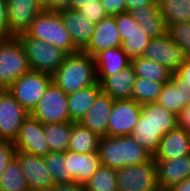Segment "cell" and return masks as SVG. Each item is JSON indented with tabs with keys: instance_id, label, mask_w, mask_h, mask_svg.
Here are the masks:
<instances>
[{
	"instance_id": "1",
	"label": "cell",
	"mask_w": 190,
	"mask_h": 191,
	"mask_svg": "<svg viewBox=\"0 0 190 191\" xmlns=\"http://www.w3.org/2000/svg\"><path fill=\"white\" fill-rule=\"evenodd\" d=\"M52 77L53 82L67 95L95 85L98 80L94 57L83 51L69 54Z\"/></svg>"
},
{
	"instance_id": "2",
	"label": "cell",
	"mask_w": 190,
	"mask_h": 191,
	"mask_svg": "<svg viewBox=\"0 0 190 191\" xmlns=\"http://www.w3.org/2000/svg\"><path fill=\"white\" fill-rule=\"evenodd\" d=\"M98 154L101 165L115 169L140 165L153 157L130 135L100 137Z\"/></svg>"
},
{
	"instance_id": "3",
	"label": "cell",
	"mask_w": 190,
	"mask_h": 191,
	"mask_svg": "<svg viewBox=\"0 0 190 191\" xmlns=\"http://www.w3.org/2000/svg\"><path fill=\"white\" fill-rule=\"evenodd\" d=\"M25 33L32 38L54 45L68 55L79 51L74 46L68 30L63 24L60 12L43 9Z\"/></svg>"
},
{
	"instance_id": "4",
	"label": "cell",
	"mask_w": 190,
	"mask_h": 191,
	"mask_svg": "<svg viewBox=\"0 0 190 191\" xmlns=\"http://www.w3.org/2000/svg\"><path fill=\"white\" fill-rule=\"evenodd\" d=\"M23 45L32 71L53 75L63 64L67 53L50 43L28 36L25 32L16 36Z\"/></svg>"
},
{
	"instance_id": "5",
	"label": "cell",
	"mask_w": 190,
	"mask_h": 191,
	"mask_svg": "<svg viewBox=\"0 0 190 191\" xmlns=\"http://www.w3.org/2000/svg\"><path fill=\"white\" fill-rule=\"evenodd\" d=\"M30 70L27 55L20 40L16 36L3 37L0 40V89H7Z\"/></svg>"
},
{
	"instance_id": "6",
	"label": "cell",
	"mask_w": 190,
	"mask_h": 191,
	"mask_svg": "<svg viewBox=\"0 0 190 191\" xmlns=\"http://www.w3.org/2000/svg\"><path fill=\"white\" fill-rule=\"evenodd\" d=\"M30 115L42 124L70 122L68 95L52 81Z\"/></svg>"
},
{
	"instance_id": "7",
	"label": "cell",
	"mask_w": 190,
	"mask_h": 191,
	"mask_svg": "<svg viewBox=\"0 0 190 191\" xmlns=\"http://www.w3.org/2000/svg\"><path fill=\"white\" fill-rule=\"evenodd\" d=\"M118 191H157V166L153 157L140 165L116 169Z\"/></svg>"
},
{
	"instance_id": "8",
	"label": "cell",
	"mask_w": 190,
	"mask_h": 191,
	"mask_svg": "<svg viewBox=\"0 0 190 191\" xmlns=\"http://www.w3.org/2000/svg\"><path fill=\"white\" fill-rule=\"evenodd\" d=\"M52 81V75L30 70L14 81L7 89L30 113Z\"/></svg>"
},
{
	"instance_id": "9",
	"label": "cell",
	"mask_w": 190,
	"mask_h": 191,
	"mask_svg": "<svg viewBox=\"0 0 190 191\" xmlns=\"http://www.w3.org/2000/svg\"><path fill=\"white\" fill-rule=\"evenodd\" d=\"M29 115L8 89H0V141L14 143Z\"/></svg>"
},
{
	"instance_id": "10",
	"label": "cell",
	"mask_w": 190,
	"mask_h": 191,
	"mask_svg": "<svg viewBox=\"0 0 190 191\" xmlns=\"http://www.w3.org/2000/svg\"><path fill=\"white\" fill-rule=\"evenodd\" d=\"M142 105L133 99L114 100L107 124V136H128L141 115Z\"/></svg>"
},
{
	"instance_id": "11",
	"label": "cell",
	"mask_w": 190,
	"mask_h": 191,
	"mask_svg": "<svg viewBox=\"0 0 190 191\" xmlns=\"http://www.w3.org/2000/svg\"><path fill=\"white\" fill-rule=\"evenodd\" d=\"M141 57L157 62L172 73H176L186 59L182 49L169 34L151 38Z\"/></svg>"
},
{
	"instance_id": "12",
	"label": "cell",
	"mask_w": 190,
	"mask_h": 191,
	"mask_svg": "<svg viewBox=\"0 0 190 191\" xmlns=\"http://www.w3.org/2000/svg\"><path fill=\"white\" fill-rule=\"evenodd\" d=\"M15 158L23 170L29 189L50 191L55 186L51 173L44 161V156L17 150Z\"/></svg>"
},
{
	"instance_id": "13",
	"label": "cell",
	"mask_w": 190,
	"mask_h": 191,
	"mask_svg": "<svg viewBox=\"0 0 190 191\" xmlns=\"http://www.w3.org/2000/svg\"><path fill=\"white\" fill-rule=\"evenodd\" d=\"M14 145L18 151L38 156H46L50 152L43 124L31 115L23 121Z\"/></svg>"
},
{
	"instance_id": "14",
	"label": "cell",
	"mask_w": 190,
	"mask_h": 191,
	"mask_svg": "<svg viewBox=\"0 0 190 191\" xmlns=\"http://www.w3.org/2000/svg\"><path fill=\"white\" fill-rule=\"evenodd\" d=\"M10 37L24 33L43 10L36 0H7Z\"/></svg>"
},
{
	"instance_id": "15",
	"label": "cell",
	"mask_w": 190,
	"mask_h": 191,
	"mask_svg": "<svg viewBox=\"0 0 190 191\" xmlns=\"http://www.w3.org/2000/svg\"><path fill=\"white\" fill-rule=\"evenodd\" d=\"M60 14L74 46L79 51H83L91 41L95 23L84 17L78 10L65 9L61 10Z\"/></svg>"
},
{
	"instance_id": "16",
	"label": "cell",
	"mask_w": 190,
	"mask_h": 191,
	"mask_svg": "<svg viewBox=\"0 0 190 191\" xmlns=\"http://www.w3.org/2000/svg\"><path fill=\"white\" fill-rule=\"evenodd\" d=\"M121 45L122 41L117 31L115 16H108L95 24L91 41L83 52L94 57L103 50Z\"/></svg>"
},
{
	"instance_id": "17",
	"label": "cell",
	"mask_w": 190,
	"mask_h": 191,
	"mask_svg": "<svg viewBox=\"0 0 190 191\" xmlns=\"http://www.w3.org/2000/svg\"><path fill=\"white\" fill-rule=\"evenodd\" d=\"M64 156L70 178L80 184H85L101 166L98 152L81 154L66 150Z\"/></svg>"
},
{
	"instance_id": "18",
	"label": "cell",
	"mask_w": 190,
	"mask_h": 191,
	"mask_svg": "<svg viewBox=\"0 0 190 191\" xmlns=\"http://www.w3.org/2000/svg\"><path fill=\"white\" fill-rule=\"evenodd\" d=\"M157 166L159 188L172 189L184 179L190 178V154L169 160H154Z\"/></svg>"
},
{
	"instance_id": "19",
	"label": "cell",
	"mask_w": 190,
	"mask_h": 191,
	"mask_svg": "<svg viewBox=\"0 0 190 191\" xmlns=\"http://www.w3.org/2000/svg\"><path fill=\"white\" fill-rule=\"evenodd\" d=\"M190 154V132L177 127L167 132L160 140L154 160H169Z\"/></svg>"
},
{
	"instance_id": "20",
	"label": "cell",
	"mask_w": 190,
	"mask_h": 191,
	"mask_svg": "<svg viewBox=\"0 0 190 191\" xmlns=\"http://www.w3.org/2000/svg\"><path fill=\"white\" fill-rule=\"evenodd\" d=\"M135 79L136 74L131 64L114 75L97 77L101 91L113 100L132 99Z\"/></svg>"
},
{
	"instance_id": "21",
	"label": "cell",
	"mask_w": 190,
	"mask_h": 191,
	"mask_svg": "<svg viewBox=\"0 0 190 191\" xmlns=\"http://www.w3.org/2000/svg\"><path fill=\"white\" fill-rule=\"evenodd\" d=\"M114 100L107 94L101 92L94 104L87 113L78 122L96 133L99 137L107 136L108 118L113 106Z\"/></svg>"
},
{
	"instance_id": "22",
	"label": "cell",
	"mask_w": 190,
	"mask_h": 191,
	"mask_svg": "<svg viewBox=\"0 0 190 191\" xmlns=\"http://www.w3.org/2000/svg\"><path fill=\"white\" fill-rule=\"evenodd\" d=\"M157 103L177 116L190 103V95L176 73H172L171 80L163 85Z\"/></svg>"
},
{
	"instance_id": "23",
	"label": "cell",
	"mask_w": 190,
	"mask_h": 191,
	"mask_svg": "<svg viewBox=\"0 0 190 191\" xmlns=\"http://www.w3.org/2000/svg\"><path fill=\"white\" fill-rule=\"evenodd\" d=\"M97 77H107L122 71L131 64V59L122 47H112L94 56Z\"/></svg>"
},
{
	"instance_id": "24",
	"label": "cell",
	"mask_w": 190,
	"mask_h": 191,
	"mask_svg": "<svg viewBox=\"0 0 190 191\" xmlns=\"http://www.w3.org/2000/svg\"><path fill=\"white\" fill-rule=\"evenodd\" d=\"M99 82L95 85L80 89L68 94V109L70 122L78 123L94 104L97 96L101 93Z\"/></svg>"
},
{
	"instance_id": "25",
	"label": "cell",
	"mask_w": 190,
	"mask_h": 191,
	"mask_svg": "<svg viewBox=\"0 0 190 191\" xmlns=\"http://www.w3.org/2000/svg\"><path fill=\"white\" fill-rule=\"evenodd\" d=\"M164 135L157 126L147 121L142 114L130 134L152 156L158 151L160 140Z\"/></svg>"
},
{
	"instance_id": "26",
	"label": "cell",
	"mask_w": 190,
	"mask_h": 191,
	"mask_svg": "<svg viewBox=\"0 0 190 191\" xmlns=\"http://www.w3.org/2000/svg\"><path fill=\"white\" fill-rule=\"evenodd\" d=\"M141 114L164 134L178 127V116L157 102L143 104Z\"/></svg>"
},
{
	"instance_id": "27",
	"label": "cell",
	"mask_w": 190,
	"mask_h": 191,
	"mask_svg": "<svg viewBox=\"0 0 190 191\" xmlns=\"http://www.w3.org/2000/svg\"><path fill=\"white\" fill-rule=\"evenodd\" d=\"M99 139L100 137L90 129L72 122L68 150L81 154L98 152Z\"/></svg>"
},
{
	"instance_id": "28",
	"label": "cell",
	"mask_w": 190,
	"mask_h": 191,
	"mask_svg": "<svg viewBox=\"0 0 190 191\" xmlns=\"http://www.w3.org/2000/svg\"><path fill=\"white\" fill-rule=\"evenodd\" d=\"M44 138L49 145L50 152H65L68 150L72 131V122L43 124Z\"/></svg>"
},
{
	"instance_id": "29",
	"label": "cell",
	"mask_w": 190,
	"mask_h": 191,
	"mask_svg": "<svg viewBox=\"0 0 190 191\" xmlns=\"http://www.w3.org/2000/svg\"><path fill=\"white\" fill-rule=\"evenodd\" d=\"M131 65L136 77L147 78L158 83H167L171 80L172 72L152 60L137 57L131 60Z\"/></svg>"
},
{
	"instance_id": "30",
	"label": "cell",
	"mask_w": 190,
	"mask_h": 191,
	"mask_svg": "<svg viewBox=\"0 0 190 191\" xmlns=\"http://www.w3.org/2000/svg\"><path fill=\"white\" fill-rule=\"evenodd\" d=\"M158 5L167 26L190 22V0H158Z\"/></svg>"
},
{
	"instance_id": "31",
	"label": "cell",
	"mask_w": 190,
	"mask_h": 191,
	"mask_svg": "<svg viewBox=\"0 0 190 191\" xmlns=\"http://www.w3.org/2000/svg\"><path fill=\"white\" fill-rule=\"evenodd\" d=\"M26 177L16 158L5 169L0 178V191H27Z\"/></svg>"
},
{
	"instance_id": "32",
	"label": "cell",
	"mask_w": 190,
	"mask_h": 191,
	"mask_svg": "<svg viewBox=\"0 0 190 191\" xmlns=\"http://www.w3.org/2000/svg\"><path fill=\"white\" fill-rule=\"evenodd\" d=\"M164 84L147 78L136 77L133 84L132 99L140 105L157 102Z\"/></svg>"
},
{
	"instance_id": "33",
	"label": "cell",
	"mask_w": 190,
	"mask_h": 191,
	"mask_svg": "<svg viewBox=\"0 0 190 191\" xmlns=\"http://www.w3.org/2000/svg\"><path fill=\"white\" fill-rule=\"evenodd\" d=\"M84 185L85 191H118L116 169L101 165Z\"/></svg>"
},
{
	"instance_id": "34",
	"label": "cell",
	"mask_w": 190,
	"mask_h": 191,
	"mask_svg": "<svg viewBox=\"0 0 190 191\" xmlns=\"http://www.w3.org/2000/svg\"><path fill=\"white\" fill-rule=\"evenodd\" d=\"M44 161L55 185L73 182L69 172H67V161H65L64 152L51 151L44 156Z\"/></svg>"
},
{
	"instance_id": "35",
	"label": "cell",
	"mask_w": 190,
	"mask_h": 191,
	"mask_svg": "<svg viewBox=\"0 0 190 191\" xmlns=\"http://www.w3.org/2000/svg\"><path fill=\"white\" fill-rule=\"evenodd\" d=\"M150 40L151 37L146 34L142 25L139 24L138 28H135L131 34L125 36L121 47L132 60L142 56Z\"/></svg>"
},
{
	"instance_id": "36",
	"label": "cell",
	"mask_w": 190,
	"mask_h": 191,
	"mask_svg": "<svg viewBox=\"0 0 190 191\" xmlns=\"http://www.w3.org/2000/svg\"><path fill=\"white\" fill-rule=\"evenodd\" d=\"M168 34L182 49L186 58H190V22H179L168 26Z\"/></svg>"
},
{
	"instance_id": "37",
	"label": "cell",
	"mask_w": 190,
	"mask_h": 191,
	"mask_svg": "<svg viewBox=\"0 0 190 191\" xmlns=\"http://www.w3.org/2000/svg\"><path fill=\"white\" fill-rule=\"evenodd\" d=\"M132 18L140 25L148 21H160L163 18L159 11L158 2H152L147 5L137 7L129 11Z\"/></svg>"
},
{
	"instance_id": "38",
	"label": "cell",
	"mask_w": 190,
	"mask_h": 191,
	"mask_svg": "<svg viewBox=\"0 0 190 191\" xmlns=\"http://www.w3.org/2000/svg\"><path fill=\"white\" fill-rule=\"evenodd\" d=\"M78 11L95 24L108 17L105 7L100 0H97L96 3L84 4Z\"/></svg>"
},
{
	"instance_id": "39",
	"label": "cell",
	"mask_w": 190,
	"mask_h": 191,
	"mask_svg": "<svg viewBox=\"0 0 190 191\" xmlns=\"http://www.w3.org/2000/svg\"><path fill=\"white\" fill-rule=\"evenodd\" d=\"M115 21L117 25V31L122 42L125 40V36L131 34L135 30V28H138L139 25L132 18L129 12L116 15Z\"/></svg>"
},
{
	"instance_id": "40",
	"label": "cell",
	"mask_w": 190,
	"mask_h": 191,
	"mask_svg": "<svg viewBox=\"0 0 190 191\" xmlns=\"http://www.w3.org/2000/svg\"><path fill=\"white\" fill-rule=\"evenodd\" d=\"M16 151L13 142L0 141V178L8 164L15 158Z\"/></svg>"
},
{
	"instance_id": "41",
	"label": "cell",
	"mask_w": 190,
	"mask_h": 191,
	"mask_svg": "<svg viewBox=\"0 0 190 191\" xmlns=\"http://www.w3.org/2000/svg\"><path fill=\"white\" fill-rule=\"evenodd\" d=\"M142 27L151 38L163 37L168 34V26L164 17L160 21L143 22Z\"/></svg>"
},
{
	"instance_id": "42",
	"label": "cell",
	"mask_w": 190,
	"mask_h": 191,
	"mask_svg": "<svg viewBox=\"0 0 190 191\" xmlns=\"http://www.w3.org/2000/svg\"><path fill=\"white\" fill-rule=\"evenodd\" d=\"M108 16L127 12L126 0H100Z\"/></svg>"
},
{
	"instance_id": "43",
	"label": "cell",
	"mask_w": 190,
	"mask_h": 191,
	"mask_svg": "<svg viewBox=\"0 0 190 191\" xmlns=\"http://www.w3.org/2000/svg\"><path fill=\"white\" fill-rule=\"evenodd\" d=\"M0 34L3 37H10L7 0H0Z\"/></svg>"
},
{
	"instance_id": "44",
	"label": "cell",
	"mask_w": 190,
	"mask_h": 191,
	"mask_svg": "<svg viewBox=\"0 0 190 191\" xmlns=\"http://www.w3.org/2000/svg\"><path fill=\"white\" fill-rule=\"evenodd\" d=\"M176 74L183 80V86L190 95V58H186Z\"/></svg>"
},
{
	"instance_id": "45",
	"label": "cell",
	"mask_w": 190,
	"mask_h": 191,
	"mask_svg": "<svg viewBox=\"0 0 190 191\" xmlns=\"http://www.w3.org/2000/svg\"><path fill=\"white\" fill-rule=\"evenodd\" d=\"M50 191H85V185L73 181L71 183L56 184Z\"/></svg>"
},
{
	"instance_id": "46",
	"label": "cell",
	"mask_w": 190,
	"mask_h": 191,
	"mask_svg": "<svg viewBox=\"0 0 190 191\" xmlns=\"http://www.w3.org/2000/svg\"><path fill=\"white\" fill-rule=\"evenodd\" d=\"M178 127L190 132V103L178 115Z\"/></svg>"
},
{
	"instance_id": "47",
	"label": "cell",
	"mask_w": 190,
	"mask_h": 191,
	"mask_svg": "<svg viewBox=\"0 0 190 191\" xmlns=\"http://www.w3.org/2000/svg\"><path fill=\"white\" fill-rule=\"evenodd\" d=\"M72 0H51V4L45 9L54 12L70 9Z\"/></svg>"
},
{
	"instance_id": "48",
	"label": "cell",
	"mask_w": 190,
	"mask_h": 191,
	"mask_svg": "<svg viewBox=\"0 0 190 191\" xmlns=\"http://www.w3.org/2000/svg\"><path fill=\"white\" fill-rule=\"evenodd\" d=\"M152 2H158V0H126L127 12L137 7L147 5Z\"/></svg>"
},
{
	"instance_id": "49",
	"label": "cell",
	"mask_w": 190,
	"mask_h": 191,
	"mask_svg": "<svg viewBox=\"0 0 190 191\" xmlns=\"http://www.w3.org/2000/svg\"><path fill=\"white\" fill-rule=\"evenodd\" d=\"M172 191H190V178L184 179L175 185Z\"/></svg>"
},
{
	"instance_id": "50",
	"label": "cell",
	"mask_w": 190,
	"mask_h": 191,
	"mask_svg": "<svg viewBox=\"0 0 190 191\" xmlns=\"http://www.w3.org/2000/svg\"><path fill=\"white\" fill-rule=\"evenodd\" d=\"M97 0H72L71 1V7L70 9L72 10H78L81 8L84 4H89V3H96Z\"/></svg>"
},
{
	"instance_id": "51",
	"label": "cell",
	"mask_w": 190,
	"mask_h": 191,
	"mask_svg": "<svg viewBox=\"0 0 190 191\" xmlns=\"http://www.w3.org/2000/svg\"><path fill=\"white\" fill-rule=\"evenodd\" d=\"M36 1L42 7V9H46L51 4V0H36Z\"/></svg>"
},
{
	"instance_id": "52",
	"label": "cell",
	"mask_w": 190,
	"mask_h": 191,
	"mask_svg": "<svg viewBox=\"0 0 190 191\" xmlns=\"http://www.w3.org/2000/svg\"><path fill=\"white\" fill-rule=\"evenodd\" d=\"M157 191H172L171 189H163V188H159Z\"/></svg>"
},
{
	"instance_id": "53",
	"label": "cell",
	"mask_w": 190,
	"mask_h": 191,
	"mask_svg": "<svg viewBox=\"0 0 190 191\" xmlns=\"http://www.w3.org/2000/svg\"><path fill=\"white\" fill-rule=\"evenodd\" d=\"M27 191H39V190H32V189H28Z\"/></svg>"
}]
</instances>
